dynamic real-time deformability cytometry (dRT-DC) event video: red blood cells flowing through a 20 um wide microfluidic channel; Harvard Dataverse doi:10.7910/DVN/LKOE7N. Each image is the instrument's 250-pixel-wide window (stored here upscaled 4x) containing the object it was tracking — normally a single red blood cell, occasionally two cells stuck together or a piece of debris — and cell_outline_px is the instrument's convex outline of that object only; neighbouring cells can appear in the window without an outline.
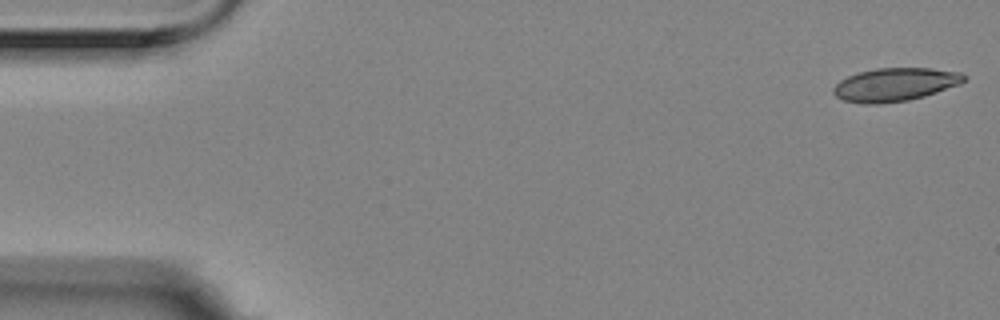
{"species": "Egyptian fruit bat (a non-hibernating species)", "species_latin": "Rousettus aegyptiacus", "temperature_condition": "room temperature", "stored_images_in_passage": 5, "camera_frame_rate_fps": 3000, "um_per_image_px": 0.085, "animal": {"sex": "female"}, "frame": {"image": 1, "passage_image": 1, "time_ms": 0.0, "image_size_px": [1000, 320], "cell_outline_px": [[968, 76], [960, 84], [924, 96], [908, 100], [876, 104], [860, 104], [844, 100], [836, 96], [832, 92], [832, 88], [840, 80], [848, 76], [860, 72], [876, 68], [932, 68], [960, 72]], "centroid_in_image_um": [76.07, 7.18], "position_along_channel_um": 8.9, "area_um2": 25.32}}
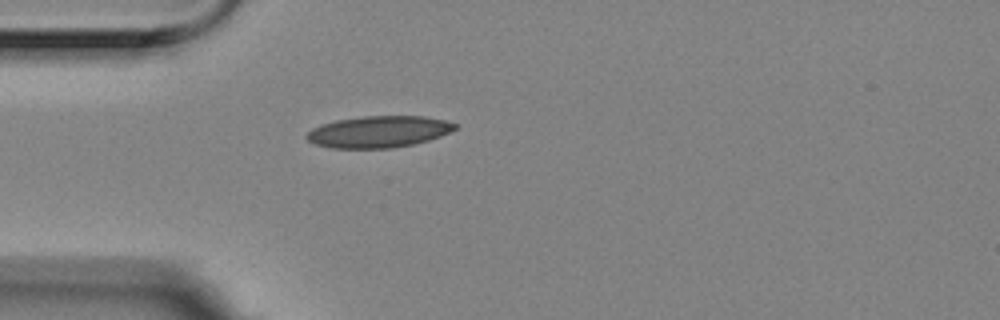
{"frame": {"image": 2, "passage_image": 5, "time_ms": 1.333, "image_size_px": [1000, 320], "cell_outline_px": [[456, 128], [440, 136], [428, 140], [412, 144], [392, 148], [332, 148], [316, 144], [308, 140], [304, 136], [312, 128], [320, 124], [336, 120], [364, 116], [424, 116], [444, 120], [456, 124]], "centroid_in_image_um": [32.14, 11.19], "position_along_channel_um": 52.9, "area_um2": 27.17}}